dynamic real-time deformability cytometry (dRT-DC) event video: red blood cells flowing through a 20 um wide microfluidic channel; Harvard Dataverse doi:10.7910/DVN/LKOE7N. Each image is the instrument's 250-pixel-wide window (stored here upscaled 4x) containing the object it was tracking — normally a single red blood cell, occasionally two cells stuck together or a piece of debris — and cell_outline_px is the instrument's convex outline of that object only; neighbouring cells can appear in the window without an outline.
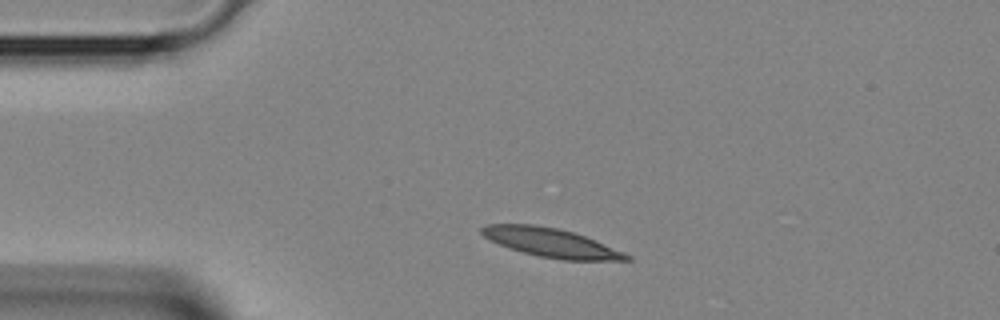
{"species": "Egyptian fruit bat (a non-hibernating species)", "species_latin": "Rousettus aegyptiacus", "temperature_condition": "room temperature", "stored_images_in_passage": 1, "camera_frame_rate_fps": 3000, "um_per_image_px": 0.085, "animal": {"sex": "female"}, "frame": {"image": 1, "passage_image": 1, "time_ms": 0.0, "image_size_px": [1000, 320], "cell_outline_px": [[632, 260], [564, 260], [540, 256], [508, 248], [484, 236], [480, 232], [480, 228], [484, 224], [536, 224], [556, 228], [572, 232], [584, 236], [624, 252], [632, 256]], "centroid_in_image_um": [46.82, 20.62], "position_along_channel_um": 38.2, "area_um2": 24.04}}